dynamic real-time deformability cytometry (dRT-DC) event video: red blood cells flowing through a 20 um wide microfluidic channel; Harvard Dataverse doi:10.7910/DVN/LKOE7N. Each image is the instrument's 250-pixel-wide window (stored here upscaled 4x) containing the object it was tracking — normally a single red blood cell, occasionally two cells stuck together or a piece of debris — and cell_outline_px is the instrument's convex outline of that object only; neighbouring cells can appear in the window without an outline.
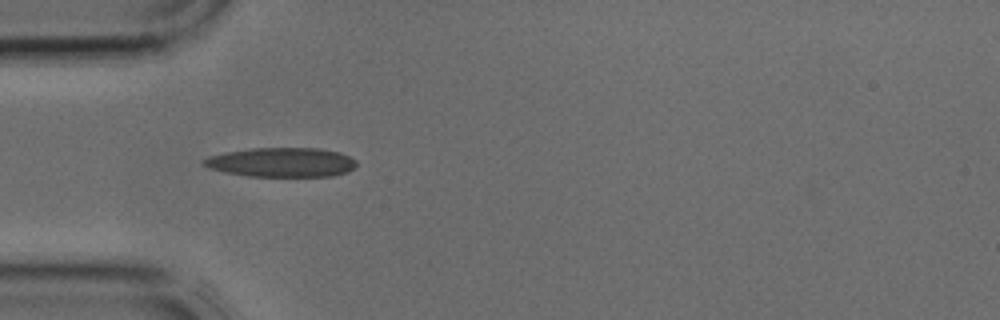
{"species": "common noctule bat (a hibernating species)", "species_latin": "Nyctalus noctula", "temperature_condition": "cold", "stored_images_in_passage": 4, "camera_frame_rate_fps": 3000, "um_per_image_px": 0.085, "animal": {"sex": "male", "body_mass_g": 17.9, "forearm_length_mm": 54.2}, "frame": {"image": 1, "passage_image": 4, "time_ms": 1.0, "image_size_px": [1000, 320], "cell_outline_px": [[356, 164], [348, 172], [332, 176], [248, 176], [224, 172], [200, 164], [200, 160], [208, 156], [224, 152], [252, 148], [320, 148], [340, 152], [356, 160]], "centroid_in_image_um": [23.9, 13.79], "position_along_channel_um": 61.1, "area_um2": 26.24}}